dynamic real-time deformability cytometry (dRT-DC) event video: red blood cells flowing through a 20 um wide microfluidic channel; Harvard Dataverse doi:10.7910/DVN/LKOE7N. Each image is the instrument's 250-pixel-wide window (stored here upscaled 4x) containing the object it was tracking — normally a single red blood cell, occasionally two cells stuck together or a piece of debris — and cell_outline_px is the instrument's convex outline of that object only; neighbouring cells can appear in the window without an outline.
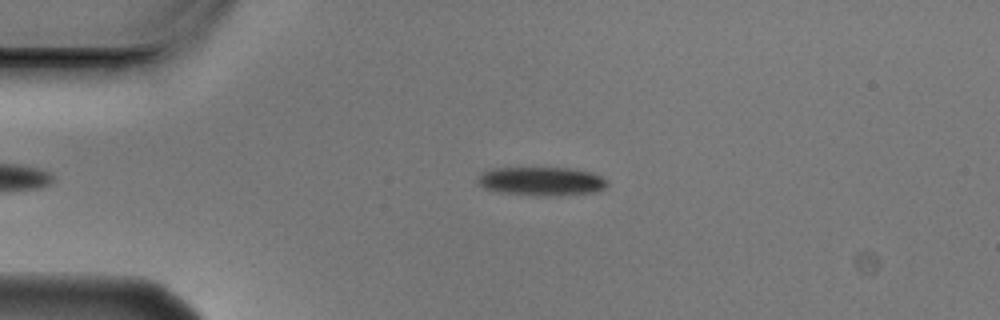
{"species": "Egyptian fruit bat (a non-hibernating species)", "species_latin": "Rousettus aegyptiacus", "temperature_condition": "cold", "stored_images_in_passage": 4, "camera_frame_rate_fps": 3000, "um_per_image_px": 0.085, "animal": {"sex": "male"}, "frame": {"image": 1, "passage_image": 4, "time_ms": 1.0, "image_size_px": [1000, 320], "cell_outline_px": [[608, 184], [604, 188], [596, 192], [552, 196], [544, 196], [500, 192], [484, 188], [476, 180], [480, 172], [492, 168], [572, 168], [592, 172], [608, 180]], "centroid_in_image_um": [46.03, 15.4], "position_along_channel_um": 39.0, "area_um2": 21.79}}